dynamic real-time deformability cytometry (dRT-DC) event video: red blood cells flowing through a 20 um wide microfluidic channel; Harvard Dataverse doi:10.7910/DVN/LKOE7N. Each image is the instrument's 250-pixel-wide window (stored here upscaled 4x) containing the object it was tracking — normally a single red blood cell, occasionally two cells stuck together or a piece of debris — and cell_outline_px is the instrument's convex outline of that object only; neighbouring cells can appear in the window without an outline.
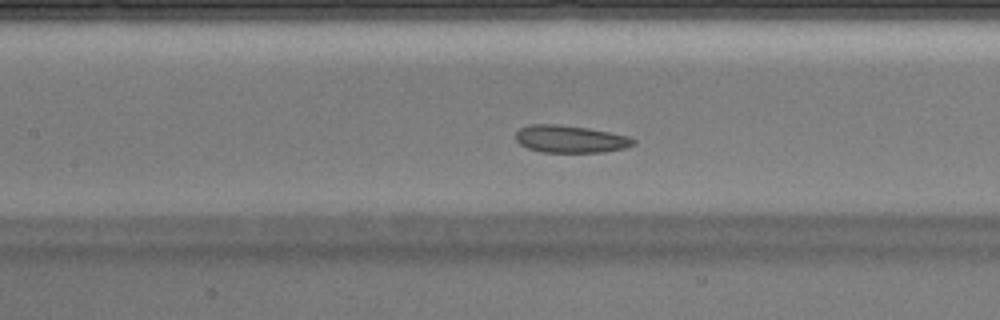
{"species": "Egyptian fruit bat (a non-hibernating species)", "species_latin": "Rousettus aegyptiacus", "temperature_condition": "warm", "stored_images_in_passage": 37, "camera_frame_rate_fps": 3000, "um_per_image_px": 0.085, "animal": {"sex": "male"}, "frame": {"image": 1, "passage_image": 13, "time_ms": 4.0, "image_size_px": [1000, 320], "cell_outline_px": [[636, 144], [624, 148], [604, 152], [540, 152], [528, 148], [520, 144], [516, 140], [516, 132], [520, 128], [528, 124], [556, 124], [588, 128], [628, 136], [636, 140]], "centroid_in_image_um": [48.47, 11.82], "position_along_channel_um": 158.9, "area_um2": 18.79}}
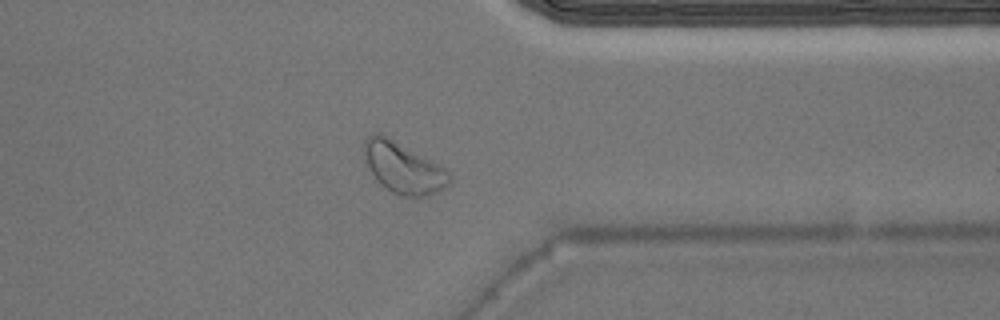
{"frame": {"image": 2, "passage_image": 28, "time_ms": 9.0, "image_size_px": [1000, 320], "cell_outline_px": [[452, 180], [448, 184], [436, 192], [428, 196], [400, 196], [392, 192], [380, 184], [372, 172], [364, 156], [364, 144], [368, 136], [372, 132], [380, 132], [388, 136], [444, 168], [452, 176]], "centroid_in_image_um": [34.27, 14.25], "position_along_channel_um": 377.1, "area_um2": 24.97}}
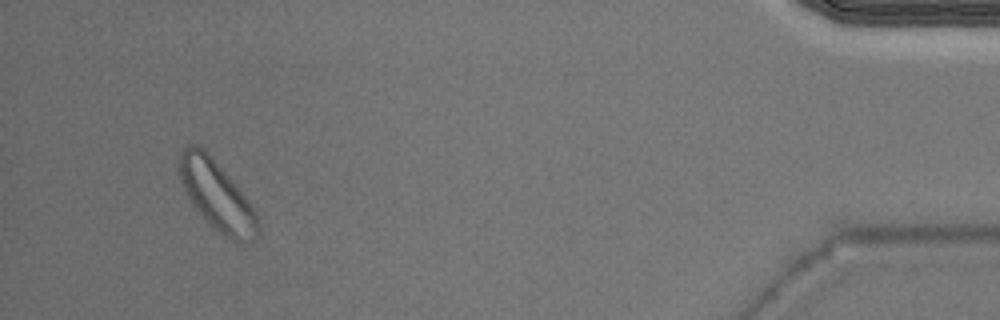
{"frame": {"image": 3, "passage_image": 35, "time_ms": 11.333, "image_size_px": [1000, 320], "cell_outline_px": [[260, 232], [256, 240], [252, 244], [232, 244], [212, 228], [200, 216], [188, 200], [180, 180], [176, 168], [176, 156], [188, 144], [200, 144], [208, 152], [232, 180], [248, 200], [256, 212], [260, 224]], "centroid_in_image_um": [18.41, 16.68], "position_along_channel_um": 416.8, "area_um2": 33.47}}